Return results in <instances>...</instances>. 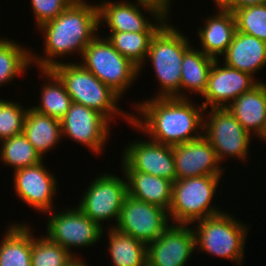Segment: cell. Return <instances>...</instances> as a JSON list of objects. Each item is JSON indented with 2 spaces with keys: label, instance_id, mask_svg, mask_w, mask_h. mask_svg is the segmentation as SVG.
<instances>
[{
  "label": "cell",
  "instance_id": "6da1fadb",
  "mask_svg": "<svg viewBox=\"0 0 266 266\" xmlns=\"http://www.w3.org/2000/svg\"><path fill=\"white\" fill-rule=\"evenodd\" d=\"M136 105L144 120L133 115L131 124L138 127L139 131L146 132L152 141L174 146L202 136L197 130L200 128L203 131L204 108H200V111L187 98L154 97Z\"/></svg>",
  "mask_w": 266,
  "mask_h": 266
},
{
  "label": "cell",
  "instance_id": "7a4b0ae2",
  "mask_svg": "<svg viewBox=\"0 0 266 266\" xmlns=\"http://www.w3.org/2000/svg\"><path fill=\"white\" fill-rule=\"evenodd\" d=\"M86 3L76 0L55 19L39 27L45 34V57L31 54V63L34 62L40 70H51L60 63L56 57L74 51L82 55L85 47L97 36L94 33L99 27L98 6Z\"/></svg>",
  "mask_w": 266,
  "mask_h": 266
},
{
  "label": "cell",
  "instance_id": "3957f363",
  "mask_svg": "<svg viewBox=\"0 0 266 266\" xmlns=\"http://www.w3.org/2000/svg\"><path fill=\"white\" fill-rule=\"evenodd\" d=\"M187 38L167 22L152 38L147 58H150L161 85L162 91L157 97L186 98L179 89L182 60L191 47Z\"/></svg>",
  "mask_w": 266,
  "mask_h": 266
},
{
  "label": "cell",
  "instance_id": "277c9868",
  "mask_svg": "<svg viewBox=\"0 0 266 266\" xmlns=\"http://www.w3.org/2000/svg\"><path fill=\"white\" fill-rule=\"evenodd\" d=\"M51 70L64 83L72 102L94 109L108 120H111L112 116L122 113L131 124L132 116L123 114L117 105L120 96L80 63L60 62Z\"/></svg>",
  "mask_w": 266,
  "mask_h": 266
},
{
  "label": "cell",
  "instance_id": "5b68a950",
  "mask_svg": "<svg viewBox=\"0 0 266 266\" xmlns=\"http://www.w3.org/2000/svg\"><path fill=\"white\" fill-rule=\"evenodd\" d=\"M220 178L221 176H196L176 180L168 210L172 221L188 225L222 213L211 204Z\"/></svg>",
  "mask_w": 266,
  "mask_h": 266
},
{
  "label": "cell",
  "instance_id": "8992f818",
  "mask_svg": "<svg viewBox=\"0 0 266 266\" xmlns=\"http://www.w3.org/2000/svg\"><path fill=\"white\" fill-rule=\"evenodd\" d=\"M193 229L195 245L209 254L230 259L238 264L244 255L247 236L245 224L224 212L199 220Z\"/></svg>",
  "mask_w": 266,
  "mask_h": 266
},
{
  "label": "cell",
  "instance_id": "52a82bcc",
  "mask_svg": "<svg viewBox=\"0 0 266 266\" xmlns=\"http://www.w3.org/2000/svg\"><path fill=\"white\" fill-rule=\"evenodd\" d=\"M80 63L120 97L138 76L139 67L107 40L96 36L84 49Z\"/></svg>",
  "mask_w": 266,
  "mask_h": 266
},
{
  "label": "cell",
  "instance_id": "ba28073f",
  "mask_svg": "<svg viewBox=\"0 0 266 266\" xmlns=\"http://www.w3.org/2000/svg\"><path fill=\"white\" fill-rule=\"evenodd\" d=\"M136 1L139 5L126 1L120 3L105 1L98 4L99 25L101 22H106L111 32H157L168 22L166 14L170 7L165 3L157 0ZM140 5L145 10L147 9V12H151V16L155 17L154 25L148 21V18L144 17L139 9Z\"/></svg>",
  "mask_w": 266,
  "mask_h": 266
},
{
  "label": "cell",
  "instance_id": "9c48e42d",
  "mask_svg": "<svg viewBox=\"0 0 266 266\" xmlns=\"http://www.w3.org/2000/svg\"><path fill=\"white\" fill-rule=\"evenodd\" d=\"M209 113V119L203 121L205 131L202 135L215 150L219 162L228 155L239 160L246 159L251 134L227 108H212Z\"/></svg>",
  "mask_w": 266,
  "mask_h": 266
},
{
  "label": "cell",
  "instance_id": "30bf717a",
  "mask_svg": "<svg viewBox=\"0 0 266 266\" xmlns=\"http://www.w3.org/2000/svg\"><path fill=\"white\" fill-rule=\"evenodd\" d=\"M168 211L127 194L118 222L113 228L149 244L169 227ZM169 218V219H168Z\"/></svg>",
  "mask_w": 266,
  "mask_h": 266
},
{
  "label": "cell",
  "instance_id": "8fae6325",
  "mask_svg": "<svg viewBox=\"0 0 266 266\" xmlns=\"http://www.w3.org/2000/svg\"><path fill=\"white\" fill-rule=\"evenodd\" d=\"M126 196L127 182L114 175L104 174L88 186L78 208L102 227L101 222L109 218L118 222Z\"/></svg>",
  "mask_w": 266,
  "mask_h": 266
},
{
  "label": "cell",
  "instance_id": "7c38bea8",
  "mask_svg": "<svg viewBox=\"0 0 266 266\" xmlns=\"http://www.w3.org/2000/svg\"><path fill=\"white\" fill-rule=\"evenodd\" d=\"M47 227V237L71 254L70 248L88 247L103 235V227L87 217L78 207L50 214Z\"/></svg>",
  "mask_w": 266,
  "mask_h": 266
},
{
  "label": "cell",
  "instance_id": "4fadbf2b",
  "mask_svg": "<svg viewBox=\"0 0 266 266\" xmlns=\"http://www.w3.org/2000/svg\"><path fill=\"white\" fill-rule=\"evenodd\" d=\"M62 136H68L74 142L87 145L96 153L102 151L108 138L110 120L98 111L82 104L71 103L70 108L60 120ZM109 124V125H108Z\"/></svg>",
  "mask_w": 266,
  "mask_h": 266
},
{
  "label": "cell",
  "instance_id": "5bb4252c",
  "mask_svg": "<svg viewBox=\"0 0 266 266\" xmlns=\"http://www.w3.org/2000/svg\"><path fill=\"white\" fill-rule=\"evenodd\" d=\"M123 171H138L176 181L173 147L155 141L130 143L123 154Z\"/></svg>",
  "mask_w": 266,
  "mask_h": 266
},
{
  "label": "cell",
  "instance_id": "9a60e30c",
  "mask_svg": "<svg viewBox=\"0 0 266 266\" xmlns=\"http://www.w3.org/2000/svg\"><path fill=\"white\" fill-rule=\"evenodd\" d=\"M218 60L220 59H215L211 66L207 87L202 95L206 99L201 106L204 110L207 109L208 105H211V108H226L236 98L250 91L259 83L249 73L239 71L225 64L220 67Z\"/></svg>",
  "mask_w": 266,
  "mask_h": 266
},
{
  "label": "cell",
  "instance_id": "2e32d148",
  "mask_svg": "<svg viewBox=\"0 0 266 266\" xmlns=\"http://www.w3.org/2000/svg\"><path fill=\"white\" fill-rule=\"evenodd\" d=\"M195 249L192 227L169 224L159 238L147 245V266H185Z\"/></svg>",
  "mask_w": 266,
  "mask_h": 266
},
{
  "label": "cell",
  "instance_id": "e0dca14e",
  "mask_svg": "<svg viewBox=\"0 0 266 266\" xmlns=\"http://www.w3.org/2000/svg\"><path fill=\"white\" fill-rule=\"evenodd\" d=\"M172 147L176 180L196 176H221L223 170L219 166L216 152L203 135Z\"/></svg>",
  "mask_w": 266,
  "mask_h": 266
},
{
  "label": "cell",
  "instance_id": "ac0fdd59",
  "mask_svg": "<svg viewBox=\"0 0 266 266\" xmlns=\"http://www.w3.org/2000/svg\"><path fill=\"white\" fill-rule=\"evenodd\" d=\"M43 161L14 171V187L21 200L38 211L52 212L57 179L46 170Z\"/></svg>",
  "mask_w": 266,
  "mask_h": 266
},
{
  "label": "cell",
  "instance_id": "d6986e66",
  "mask_svg": "<svg viewBox=\"0 0 266 266\" xmlns=\"http://www.w3.org/2000/svg\"><path fill=\"white\" fill-rule=\"evenodd\" d=\"M247 132L266 135V84L259 82L226 107ZM252 130V131H251Z\"/></svg>",
  "mask_w": 266,
  "mask_h": 266
},
{
  "label": "cell",
  "instance_id": "ffe728a7",
  "mask_svg": "<svg viewBox=\"0 0 266 266\" xmlns=\"http://www.w3.org/2000/svg\"><path fill=\"white\" fill-rule=\"evenodd\" d=\"M223 56L225 65L254 75L266 65V42L236 31Z\"/></svg>",
  "mask_w": 266,
  "mask_h": 266
},
{
  "label": "cell",
  "instance_id": "44dd1931",
  "mask_svg": "<svg viewBox=\"0 0 266 266\" xmlns=\"http://www.w3.org/2000/svg\"><path fill=\"white\" fill-rule=\"evenodd\" d=\"M203 28H199L198 36L206 55L217 59L218 54L223 55L231 44L237 31L233 12L222 9L216 16L206 19Z\"/></svg>",
  "mask_w": 266,
  "mask_h": 266
},
{
  "label": "cell",
  "instance_id": "7402d4cb",
  "mask_svg": "<svg viewBox=\"0 0 266 266\" xmlns=\"http://www.w3.org/2000/svg\"><path fill=\"white\" fill-rule=\"evenodd\" d=\"M127 194L135 199L169 210L173 182L138 171H124Z\"/></svg>",
  "mask_w": 266,
  "mask_h": 266
},
{
  "label": "cell",
  "instance_id": "603a6c76",
  "mask_svg": "<svg viewBox=\"0 0 266 266\" xmlns=\"http://www.w3.org/2000/svg\"><path fill=\"white\" fill-rule=\"evenodd\" d=\"M23 133L42 157L60 141L62 137L61 122L28 108Z\"/></svg>",
  "mask_w": 266,
  "mask_h": 266
},
{
  "label": "cell",
  "instance_id": "cb8c5ba5",
  "mask_svg": "<svg viewBox=\"0 0 266 266\" xmlns=\"http://www.w3.org/2000/svg\"><path fill=\"white\" fill-rule=\"evenodd\" d=\"M28 225L12 224L0 242V266H31L32 234Z\"/></svg>",
  "mask_w": 266,
  "mask_h": 266
},
{
  "label": "cell",
  "instance_id": "d4e9b609",
  "mask_svg": "<svg viewBox=\"0 0 266 266\" xmlns=\"http://www.w3.org/2000/svg\"><path fill=\"white\" fill-rule=\"evenodd\" d=\"M109 252L115 266H147V244L110 227Z\"/></svg>",
  "mask_w": 266,
  "mask_h": 266
},
{
  "label": "cell",
  "instance_id": "484cf974",
  "mask_svg": "<svg viewBox=\"0 0 266 266\" xmlns=\"http://www.w3.org/2000/svg\"><path fill=\"white\" fill-rule=\"evenodd\" d=\"M215 58L192 46L185 52L181 65V89L201 95L206 90L209 71Z\"/></svg>",
  "mask_w": 266,
  "mask_h": 266
},
{
  "label": "cell",
  "instance_id": "4316f807",
  "mask_svg": "<svg viewBox=\"0 0 266 266\" xmlns=\"http://www.w3.org/2000/svg\"><path fill=\"white\" fill-rule=\"evenodd\" d=\"M51 82L42 88L40 106L32 109L52 118L61 120L71 106L72 100L64 83L52 70H41Z\"/></svg>",
  "mask_w": 266,
  "mask_h": 266
},
{
  "label": "cell",
  "instance_id": "83f0119b",
  "mask_svg": "<svg viewBox=\"0 0 266 266\" xmlns=\"http://www.w3.org/2000/svg\"><path fill=\"white\" fill-rule=\"evenodd\" d=\"M155 34L156 32H111L106 38L121 55L138 66L140 72Z\"/></svg>",
  "mask_w": 266,
  "mask_h": 266
},
{
  "label": "cell",
  "instance_id": "f1b7e54d",
  "mask_svg": "<svg viewBox=\"0 0 266 266\" xmlns=\"http://www.w3.org/2000/svg\"><path fill=\"white\" fill-rule=\"evenodd\" d=\"M1 160L12 166L14 171L35 165L43 160L24 133L5 139L0 142Z\"/></svg>",
  "mask_w": 266,
  "mask_h": 266
},
{
  "label": "cell",
  "instance_id": "f546056e",
  "mask_svg": "<svg viewBox=\"0 0 266 266\" xmlns=\"http://www.w3.org/2000/svg\"><path fill=\"white\" fill-rule=\"evenodd\" d=\"M12 40L0 39V85L22 75L31 63V52Z\"/></svg>",
  "mask_w": 266,
  "mask_h": 266
},
{
  "label": "cell",
  "instance_id": "4dcf8cb0",
  "mask_svg": "<svg viewBox=\"0 0 266 266\" xmlns=\"http://www.w3.org/2000/svg\"><path fill=\"white\" fill-rule=\"evenodd\" d=\"M40 237H32L31 266H65L74 256L47 236Z\"/></svg>",
  "mask_w": 266,
  "mask_h": 266
},
{
  "label": "cell",
  "instance_id": "1f68e13d",
  "mask_svg": "<svg viewBox=\"0 0 266 266\" xmlns=\"http://www.w3.org/2000/svg\"><path fill=\"white\" fill-rule=\"evenodd\" d=\"M233 14L237 31L266 42V4L239 8Z\"/></svg>",
  "mask_w": 266,
  "mask_h": 266
},
{
  "label": "cell",
  "instance_id": "d6a6232c",
  "mask_svg": "<svg viewBox=\"0 0 266 266\" xmlns=\"http://www.w3.org/2000/svg\"><path fill=\"white\" fill-rule=\"evenodd\" d=\"M27 110L18 103L0 99V141L23 133Z\"/></svg>",
  "mask_w": 266,
  "mask_h": 266
},
{
  "label": "cell",
  "instance_id": "836d02e7",
  "mask_svg": "<svg viewBox=\"0 0 266 266\" xmlns=\"http://www.w3.org/2000/svg\"><path fill=\"white\" fill-rule=\"evenodd\" d=\"M76 0H31L37 26L55 19Z\"/></svg>",
  "mask_w": 266,
  "mask_h": 266
},
{
  "label": "cell",
  "instance_id": "e575fe53",
  "mask_svg": "<svg viewBox=\"0 0 266 266\" xmlns=\"http://www.w3.org/2000/svg\"><path fill=\"white\" fill-rule=\"evenodd\" d=\"M266 4V0H219L216 5L222 9L233 12L239 8Z\"/></svg>",
  "mask_w": 266,
  "mask_h": 266
},
{
  "label": "cell",
  "instance_id": "d590c367",
  "mask_svg": "<svg viewBox=\"0 0 266 266\" xmlns=\"http://www.w3.org/2000/svg\"><path fill=\"white\" fill-rule=\"evenodd\" d=\"M65 266H87L84 261L73 256Z\"/></svg>",
  "mask_w": 266,
  "mask_h": 266
},
{
  "label": "cell",
  "instance_id": "8d00e7d4",
  "mask_svg": "<svg viewBox=\"0 0 266 266\" xmlns=\"http://www.w3.org/2000/svg\"><path fill=\"white\" fill-rule=\"evenodd\" d=\"M157 1L165 3L168 7L170 6V3H169L170 0H157Z\"/></svg>",
  "mask_w": 266,
  "mask_h": 266
}]
</instances>
